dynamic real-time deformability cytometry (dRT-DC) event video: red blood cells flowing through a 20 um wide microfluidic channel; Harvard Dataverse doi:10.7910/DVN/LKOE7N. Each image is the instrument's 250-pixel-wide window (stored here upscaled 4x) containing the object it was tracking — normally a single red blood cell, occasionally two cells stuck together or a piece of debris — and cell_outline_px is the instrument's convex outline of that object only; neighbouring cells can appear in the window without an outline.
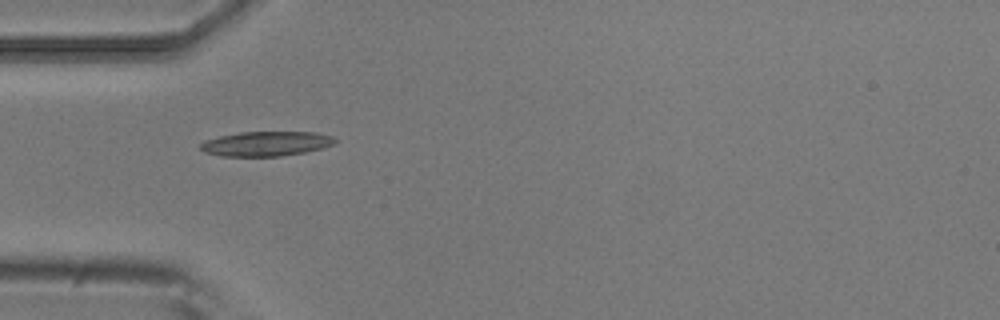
{"species": "common noctule bat (a hibernating species)", "species_latin": "Nyctalus noctula", "temperature_condition": "room temperature", "stored_images_in_passage": 5, "camera_frame_rate_fps": 3000, "um_per_image_px": 0.085, "animal": {"sex": "male", "body_mass_g": 20.5, "forearm_length_mm": 52.5}, "frame": {"image": 1, "passage_image": 4, "time_ms": 1.0, "image_size_px": [1000, 320], "cell_outline_px": [[336, 140], [332, 144], [324, 148], [304, 152], [280, 156], [220, 156], [204, 152], [200, 148], [200, 144], [204, 140], [220, 136], [240, 132], [316, 132], [332, 136]], "centroid_in_image_um": [22.6, 12.21], "position_along_channel_um": 62.4, "area_um2": 19.31}}
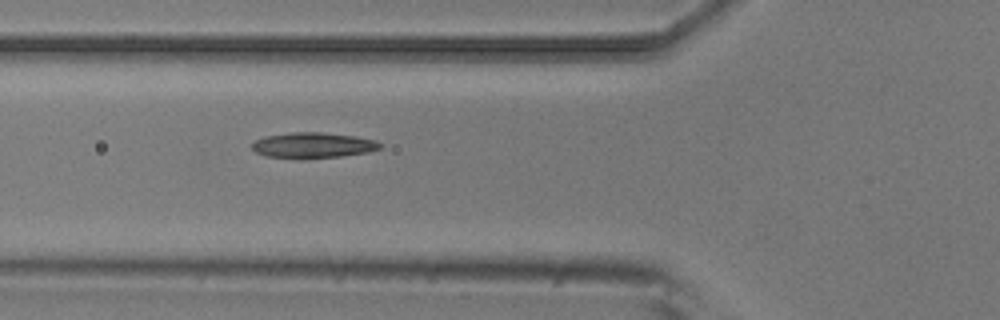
{"frame": {"image": 2, "passage_image": 5, "time_ms": 1.333, "image_size_px": [1000, 320], "cell_outline_px": [[384, 148], [368, 152], [340, 156], [264, 156], [256, 152], [252, 148], [252, 144], [256, 140], [264, 136], [292, 132], [320, 132], [356, 136], [376, 140], [384, 144]], "centroid_in_image_um": [26.69, 12.3], "position_along_channel_um": 99.1, "area_um2": 18.5}}